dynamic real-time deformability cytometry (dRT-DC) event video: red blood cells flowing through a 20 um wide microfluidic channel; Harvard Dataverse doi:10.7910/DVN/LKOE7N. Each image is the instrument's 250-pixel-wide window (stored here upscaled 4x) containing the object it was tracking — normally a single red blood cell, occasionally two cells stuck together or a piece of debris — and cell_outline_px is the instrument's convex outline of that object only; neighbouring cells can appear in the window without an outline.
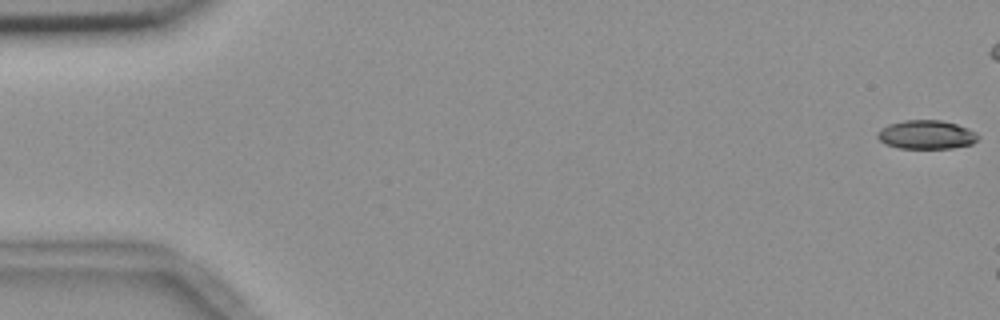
{"species": "common noctule bat (a hibernating species)", "species_latin": "Nyctalus noctula", "temperature_condition": "room temperature", "stored_images_in_passage": 8, "camera_frame_rate_fps": 3000, "um_per_image_px": 0.085, "animal": {"sex": "female", "body_mass_g": 18.4}, "frame": {"image": 1, "passage_image": 1, "time_ms": 0.0, "image_size_px": [1000, 320], "cell_outline_px": [[980, 136], [972, 144], [952, 148], [900, 148], [884, 144], [876, 136], [876, 132], [880, 128], [888, 124], [904, 120], [940, 120], [956, 124], [968, 128], [976, 132]], "centroid_in_image_um": [78.71, 11.44], "position_along_channel_um": 6.3, "area_um2": 16.99}}